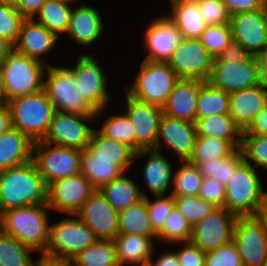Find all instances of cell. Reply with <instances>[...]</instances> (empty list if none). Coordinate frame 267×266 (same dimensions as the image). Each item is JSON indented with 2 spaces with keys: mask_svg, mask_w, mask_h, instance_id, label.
<instances>
[{
  "mask_svg": "<svg viewBox=\"0 0 267 266\" xmlns=\"http://www.w3.org/2000/svg\"><path fill=\"white\" fill-rule=\"evenodd\" d=\"M47 203V185L34 161L0 171V214L8 209Z\"/></svg>",
  "mask_w": 267,
  "mask_h": 266,
  "instance_id": "6da1fadb",
  "label": "cell"
},
{
  "mask_svg": "<svg viewBox=\"0 0 267 266\" xmlns=\"http://www.w3.org/2000/svg\"><path fill=\"white\" fill-rule=\"evenodd\" d=\"M47 204L11 208L0 214V229L36 252L45 253L49 241Z\"/></svg>",
  "mask_w": 267,
  "mask_h": 266,
  "instance_id": "7a4b0ae2",
  "label": "cell"
},
{
  "mask_svg": "<svg viewBox=\"0 0 267 266\" xmlns=\"http://www.w3.org/2000/svg\"><path fill=\"white\" fill-rule=\"evenodd\" d=\"M8 106L13 127L26 135L33 143L44 139L55 112L54 105L44 90L12 98Z\"/></svg>",
  "mask_w": 267,
  "mask_h": 266,
  "instance_id": "3957f363",
  "label": "cell"
},
{
  "mask_svg": "<svg viewBox=\"0 0 267 266\" xmlns=\"http://www.w3.org/2000/svg\"><path fill=\"white\" fill-rule=\"evenodd\" d=\"M47 66L49 64L13 49L0 64V77L8 100L43 90Z\"/></svg>",
  "mask_w": 267,
  "mask_h": 266,
  "instance_id": "277c9868",
  "label": "cell"
},
{
  "mask_svg": "<svg viewBox=\"0 0 267 266\" xmlns=\"http://www.w3.org/2000/svg\"><path fill=\"white\" fill-rule=\"evenodd\" d=\"M255 168L243 162L225 186V208L236 216L258 215L267 196Z\"/></svg>",
  "mask_w": 267,
  "mask_h": 266,
  "instance_id": "5b68a950",
  "label": "cell"
},
{
  "mask_svg": "<svg viewBox=\"0 0 267 266\" xmlns=\"http://www.w3.org/2000/svg\"><path fill=\"white\" fill-rule=\"evenodd\" d=\"M179 79L167 62L143 60L134 85L125 90L139 101L162 108Z\"/></svg>",
  "mask_w": 267,
  "mask_h": 266,
  "instance_id": "8992f818",
  "label": "cell"
},
{
  "mask_svg": "<svg viewBox=\"0 0 267 266\" xmlns=\"http://www.w3.org/2000/svg\"><path fill=\"white\" fill-rule=\"evenodd\" d=\"M47 80L43 90L54 105L55 111L80 115H96V111L84 100L73 71L69 67L47 66Z\"/></svg>",
  "mask_w": 267,
  "mask_h": 266,
  "instance_id": "52a82bcc",
  "label": "cell"
},
{
  "mask_svg": "<svg viewBox=\"0 0 267 266\" xmlns=\"http://www.w3.org/2000/svg\"><path fill=\"white\" fill-rule=\"evenodd\" d=\"M32 160L48 185L80 173L81 150L38 141L33 144Z\"/></svg>",
  "mask_w": 267,
  "mask_h": 266,
  "instance_id": "ba28073f",
  "label": "cell"
},
{
  "mask_svg": "<svg viewBox=\"0 0 267 266\" xmlns=\"http://www.w3.org/2000/svg\"><path fill=\"white\" fill-rule=\"evenodd\" d=\"M97 240L93 231L79 217H66L49 226V241L44 254L72 260Z\"/></svg>",
  "mask_w": 267,
  "mask_h": 266,
  "instance_id": "9c48e42d",
  "label": "cell"
},
{
  "mask_svg": "<svg viewBox=\"0 0 267 266\" xmlns=\"http://www.w3.org/2000/svg\"><path fill=\"white\" fill-rule=\"evenodd\" d=\"M243 266H260L267 258V232L255 216H237L232 236Z\"/></svg>",
  "mask_w": 267,
  "mask_h": 266,
  "instance_id": "30bf717a",
  "label": "cell"
},
{
  "mask_svg": "<svg viewBox=\"0 0 267 266\" xmlns=\"http://www.w3.org/2000/svg\"><path fill=\"white\" fill-rule=\"evenodd\" d=\"M208 82L227 93L258 85L262 82L259 57L250 55L240 62H217L214 59Z\"/></svg>",
  "mask_w": 267,
  "mask_h": 266,
  "instance_id": "8fae6325",
  "label": "cell"
},
{
  "mask_svg": "<svg viewBox=\"0 0 267 266\" xmlns=\"http://www.w3.org/2000/svg\"><path fill=\"white\" fill-rule=\"evenodd\" d=\"M96 115H80L55 111L47 134L42 140L56 146L69 147L78 150L87 148L93 129L87 126L89 120Z\"/></svg>",
  "mask_w": 267,
  "mask_h": 266,
  "instance_id": "7c38bea8",
  "label": "cell"
},
{
  "mask_svg": "<svg viewBox=\"0 0 267 266\" xmlns=\"http://www.w3.org/2000/svg\"><path fill=\"white\" fill-rule=\"evenodd\" d=\"M214 58L200 39H183L167 63L179 78L208 81Z\"/></svg>",
  "mask_w": 267,
  "mask_h": 266,
  "instance_id": "4fadbf2b",
  "label": "cell"
},
{
  "mask_svg": "<svg viewBox=\"0 0 267 266\" xmlns=\"http://www.w3.org/2000/svg\"><path fill=\"white\" fill-rule=\"evenodd\" d=\"M93 55L78 57L77 65L69 67L76 80V85L84 100L96 111V117L102 114L111 98L106 92V76Z\"/></svg>",
  "mask_w": 267,
  "mask_h": 266,
  "instance_id": "5bb4252c",
  "label": "cell"
},
{
  "mask_svg": "<svg viewBox=\"0 0 267 266\" xmlns=\"http://www.w3.org/2000/svg\"><path fill=\"white\" fill-rule=\"evenodd\" d=\"M95 190L89 180L79 173L48 184L46 204L50 209L76 214Z\"/></svg>",
  "mask_w": 267,
  "mask_h": 266,
  "instance_id": "9a60e30c",
  "label": "cell"
},
{
  "mask_svg": "<svg viewBox=\"0 0 267 266\" xmlns=\"http://www.w3.org/2000/svg\"><path fill=\"white\" fill-rule=\"evenodd\" d=\"M237 216L225 207H216L192 227L190 242L207 252L232 241Z\"/></svg>",
  "mask_w": 267,
  "mask_h": 266,
  "instance_id": "2e32d148",
  "label": "cell"
},
{
  "mask_svg": "<svg viewBox=\"0 0 267 266\" xmlns=\"http://www.w3.org/2000/svg\"><path fill=\"white\" fill-rule=\"evenodd\" d=\"M233 40L250 55L260 56L267 42V8H259L231 16Z\"/></svg>",
  "mask_w": 267,
  "mask_h": 266,
  "instance_id": "e0dca14e",
  "label": "cell"
},
{
  "mask_svg": "<svg viewBox=\"0 0 267 266\" xmlns=\"http://www.w3.org/2000/svg\"><path fill=\"white\" fill-rule=\"evenodd\" d=\"M118 211L100 190L95 192L72 216H78L100 240H113L119 234Z\"/></svg>",
  "mask_w": 267,
  "mask_h": 266,
  "instance_id": "ac0fdd59",
  "label": "cell"
},
{
  "mask_svg": "<svg viewBox=\"0 0 267 266\" xmlns=\"http://www.w3.org/2000/svg\"><path fill=\"white\" fill-rule=\"evenodd\" d=\"M127 112L125 113L133 123L135 134V151L155 149L162 108L143 101H139L126 94Z\"/></svg>",
  "mask_w": 267,
  "mask_h": 266,
  "instance_id": "d6986e66",
  "label": "cell"
},
{
  "mask_svg": "<svg viewBox=\"0 0 267 266\" xmlns=\"http://www.w3.org/2000/svg\"><path fill=\"white\" fill-rule=\"evenodd\" d=\"M145 46L149 54L144 60L167 62L183 41L178 27L166 15L154 19L145 32Z\"/></svg>",
  "mask_w": 267,
  "mask_h": 266,
  "instance_id": "ffe728a7",
  "label": "cell"
},
{
  "mask_svg": "<svg viewBox=\"0 0 267 266\" xmlns=\"http://www.w3.org/2000/svg\"><path fill=\"white\" fill-rule=\"evenodd\" d=\"M161 138L168 149L174 150L181 162L188 161L192 156L197 139L196 124L162 114L155 150L162 149Z\"/></svg>",
  "mask_w": 267,
  "mask_h": 266,
  "instance_id": "44dd1931",
  "label": "cell"
},
{
  "mask_svg": "<svg viewBox=\"0 0 267 266\" xmlns=\"http://www.w3.org/2000/svg\"><path fill=\"white\" fill-rule=\"evenodd\" d=\"M229 104L230 116L244 132L267 104V85L261 82L258 85L232 92Z\"/></svg>",
  "mask_w": 267,
  "mask_h": 266,
  "instance_id": "7402d4cb",
  "label": "cell"
},
{
  "mask_svg": "<svg viewBox=\"0 0 267 266\" xmlns=\"http://www.w3.org/2000/svg\"><path fill=\"white\" fill-rule=\"evenodd\" d=\"M202 82L198 79L180 78L162 107L163 114L195 123L199 86Z\"/></svg>",
  "mask_w": 267,
  "mask_h": 266,
  "instance_id": "603a6c76",
  "label": "cell"
},
{
  "mask_svg": "<svg viewBox=\"0 0 267 266\" xmlns=\"http://www.w3.org/2000/svg\"><path fill=\"white\" fill-rule=\"evenodd\" d=\"M58 37L48 28L36 22L34 18L25 19L13 45L16 51L42 62L40 55L54 47Z\"/></svg>",
  "mask_w": 267,
  "mask_h": 266,
  "instance_id": "cb8c5ba5",
  "label": "cell"
},
{
  "mask_svg": "<svg viewBox=\"0 0 267 266\" xmlns=\"http://www.w3.org/2000/svg\"><path fill=\"white\" fill-rule=\"evenodd\" d=\"M155 237L157 238V236L119 233L113 239L119 266H124L125 263L132 266L149 264L154 254Z\"/></svg>",
  "mask_w": 267,
  "mask_h": 266,
  "instance_id": "d4e9b609",
  "label": "cell"
},
{
  "mask_svg": "<svg viewBox=\"0 0 267 266\" xmlns=\"http://www.w3.org/2000/svg\"><path fill=\"white\" fill-rule=\"evenodd\" d=\"M102 21L99 12L93 7L81 5L72 9L67 37L77 41L80 45L88 46L98 40L103 32Z\"/></svg>",
  "mask_w": 267,
  "mask_h": 266,
  "instance_id": "484cf974",
  "label": "cell"
},
{
  "mask_svg": "<svg viewBox=\"0 0 267 266\" xmlns=\"http://www.w3.org/2000/svg\"><path fill=\"white\" fill-rule=\"evenodd\" d=\"M86 149L95 156V159L110 160L113 165H118L125 173L129 170L136 154L132 147L108 138L95 129Z\"/></svg>",
  "mask_w": 267,
  "mask_h": 266,
  "instance_id": "4316f807",
  "label": "cell"
},
{
  "mask_svg": "<svg viewBox=\"0 0 267 266\" xmlns=\"http://www.w3.org/2000/svg\"><path fill=\"white\" fill-rule=\"evenodd\" d=\"M33 144L15 127L0 135V171L31 161Z\"/></svg>",
  "mask_w": 267,
  "mask_h": 266,
  "instance_id": "83f0119b",
  "label": "cell"
},
{
  "mask_svg": "<svg viewBox=\"0 0 267 266\" xmlns=\"http://www.w3.org/2000/svg\"><path fill=\"white\" fill-rule=\"evenodd\" d=\"M172 16L168 17L178 27L185 39H199L208 26L196 0H174L171 2Z\"/></svg>",
  "mask_w": 267,
  "mask_h": 266,
  "instance_id": "f1b7e54d",
  "label": "cell"
},
{
  "mask_svg": "<svg viewBox=\"0 0 267 266\" xmlns=\"http://www.w3.org/2000/svg\"><path fill=\"white\" fill-rule=\"evenodd\" d=\"M142 154H150L146 165L144 166V179L148 189L154 196L163 195L169 188L172 178V166L169 161L161 155L158 150L144 149L136 152L135 159Z\"/></svg>",
  "mask_w": 267,
  "mask_h": 266,
  "instance_id": "f546056e",
  "label": "cell"
},
{
  "mask_svg": "<svg viewBox=\"0 0 267 266\" xmlns=\"http://www.w3.org/2000/svg\"><path fill=\"white\" fill-rule=\"evenodd\" d=\"M197 136L215 137L229 141L236 149L240 148L243 132L233 121L230 114L196 118ZM237 135L239 138H235Z\"/></svg>",
  "mask_w": 267,
  "mask_h": 266,
  "instance_id": "4dcf8cb0",
  "label": "cell"
},
{
  "mask_svg": "<svg viewBox=\"0 0 267 266\" xmlns=\"http://www.w3.org/2000/svg\"><path fill=\"white\" fill-rule=\"evenodd\" d=\"M80 173H82L96 190L101 189L110 181L116 179L124 173L112 161L95 159V156L87 149L81 151Z\"/></svg>",
  "mask_w": 267,
  "mask_h": 266,
  "instance_id": "1f68e13d",
  "label": "cell"
},
{
  "mask_svg": "<svg viewBox=\"0 0 267 266\" xmlns=\"http://www.w3.org/2000/svg\"><path fill=\"white\" fill-rule=\"evenodd\" d=\"M125 172L99 189L107 201L118 212L142 200V193L133 180L125 177Z\"/></svg>",
  "mask_w": 267,
  "mask_h": 266,
  "instance_id": "d6a6232c",
  "label": "cell"
},
{
  "mask_svg": "<svg viewBox=\"0 0 267 266\" xmlns=\"http://www.w3.org/2000/svg\"><path fill=\"white\" fill-rule=\"evenodd\" d=\"M230 93L214 87L208 81L199 86L196 118L229 113Z\"/></svg>",
  "mask_w": 267,
  "mask_h": 266,
  "instance_id": "836d02e7",
  "label": "cell"
},
{
  "mask_svg": "<svg viewBox=\"0 0 267 266\" xmlns=\"http://www.w3.org/2000/svg\"><path fill=\"white\" fill-rule=\"evenodd\" d=\"M119 233L157 236L148 217L146 196L132 206L119 211Z\"/></svg>",
  "mask_w": 267,
  "mask_h": 266,
  "instance_id": "e575fe53",
  "label": "cell"
},
{
  "mask_svg": "<svg viewBox=\"0 0 267 266\" xmlns=\"http://www.w3.org/2000/svg\"><path fill=\"white\" fill-rule=\"evenodd\" d=\"M70 3L63 0H47L40 8L36 22L42 24L54 33L58 38L59 34L67 33L70 25L72 9Z\"/></svg>",
  "mask_w": 267,
  "mask_h": 266,
  "instance_id": "d590c367",
  "label": "cell"
},
{
  "mask_svg": "<svg viewBox=\"0 0 267 266\" xmlns=\"http://www.w3.org/2000/svg\"><path fill=\"white\" fill-rule=\"evenodd\" d=\"M72 263L76 266H119L113 240L100 239L79 252Z\"/></svg>",
  "mask_w": 267,
  "mask_h": 266,
  "instance_id": "8d00e7d4",
  "label": "cell"
},
{
  "mask_svg": "<svg viewBox=\"0 0 267 266\" xmlns=\"http://www.w3.org/2000/svg\"><path fill=\"white\" fill-rule=\"evenodd\" d=\"M244 162L242 152L237 148L230 156L225 158L210 159L199 162L196 166L203 177H214L224 186L230 180L231 175Z\"/></svg>",
  "mask_w": 267,
  "mask_h": 266,
  "instance_id": "74e56055",
  "label": "cell"
},
{
  "mask_svg": "<svg viewBox=\"0 0 267 266\" xmlns=\"http://www.w3.org/2000/svg\"><path fill=\"white\" fill-rule=\"evenodd\" d=\"M32 251L36 252L0 229V266H33Z\"/></svg>",
  "mask_w": 267,
  "mask_h": 266,
  "instance_id": "f35d334b",
  "label": "cell"
},
{
  "mask_svg": "<svg viewBox=\"0 0 267 266\" xmlns=\"http://www.w3.org/2000/svg\"><path fill=\"white\" fill-rule=\"evenodd\" d=\"M236 148L227 140L215 137L197 136L192 156L188 160L197 165L199 162L210 159L225 158L230 156Z\"/></svg>",
  "mask_w": 267,
  "mask_h": 266,
  "instance_id": "ab89813d",
  "label": "cell"
},
{
  "mask_svg": "<svg viewBox=\"0 0 267 266\" xmlns=\"http://www.w3.org/2000/svg\"><path fill=\"white\" fill-rule=\"evenodd\" d=\"M183 163L176 173H173L172 184L174 189L171 195L198 196L203 176L195 164L189 161H183Z\"/></svg>",
  "mask_w": 267,
  "mask_h": 266,
  "instance_id": "60d3db41",
  "label": "cell"
},
{
  "mask_svg": "<svg viewBox=\"0 0 267 266\" xmlns=\"http://www.w3.org/2000/svg\"><path fill=\"white\" fill-rule=\"evenodd\" d=\"M192 227L174 207L165 220L162 230L157 234V238L168 243H184L191 239Z\"/></svg>",
  "mask_w": 267,
  "mask_h": 266,
  "instance_id": "b9f144b4",
  "label": "cell"
},
{
  "mask_svg": "<svg viewBox=\"0 0 267 266\" xmlns=\"http://www.w3.org/2000/svg\"><path fill=\"white\" fill-rule=\"evenodd\" d=\"M175 207L181 212L188 223L193 227L209 215L216 207L198 196H173Z\"/></svg>",
  "mask_w": 267,
  "mask_h": 266,
  "instance_id": "7bdbcfd3",
  "label": "cell"
},
{
  "mask_svg": "<svg viewBox=\"0 0 267 266\" xmlns=\"http://www.w3.org/2000/svg\"><path fill=\"white\" fill-rule=\"evenodd\" d=\"M133 126L130 118L124 113L122 115H113L107 118L99 131L104 136L125 143L135 150V134Z\"/></svg>",
  "mask_w": 267,
  "mask_h": 266,
  "instance_id": "ee69618b",
  "label": "cell"
},
{
  "mask_svg": "<svg viewBox=\"0 0 267 266\" xmlns=\"http://www.w3.org/2000/svg\"><path fill=\"white\" fill-rule=\"evenodd\" d=\"M199 39L215 59L233 39L231 26L230 24L208 25Z\"/></svg>",
  "mask_w": 267,
  "mask_h": 266,
  "instance_id": "f6af8a7d",
  "label": "cell"
},
{
  "mask_svg": "<svg viewBox=\"0 0 267 266\" xmlns=\"http://www.w3.org/2000/svg\"><path fill=\"white\" fill-rule=\"evenodd\" d=\"M24 20L14 3L0 1V37L14 45Z\"/></svg>",
  "mask_w": 267,
  "mask_h": 266,
  "instance_id": "bcb514c9",
  "label": "cell"
},
{
  "mask_svg": "<svg viewBox=\"0 0 267 266\" xmlns=\"http://www.w3.org/2000/svg\"><path fill=\"white\" fill-rule=\"evenodd\" d=\"M240 150L242 152L244 162L255 163V166H261L267 169V135H250L242 134Z\"/></svg>",
  "mask_w": 267,
  "mask_h": 266,
  "instance_id": "7dc6e473",
  "label": "cell"
},
{
  "mask_svg": "<svg viewBox=\"0 0 267 266\" xmlns=\"http://www.w3.org/2000/svg\"><path fill=\"white\" fill-rule=\"evenodd\" d=\"M155 197V201L152 202L146 196V207L148 210L150 224L155 233L158 234L162 230L166 218L174 209L175 202L171 194L168 195V197H163V195Z\"/></svg>",
  "mask_w": 267,
  "mask_h": 266,
  "instance_id": "c3c4849f",
  "label": "cell"
},
{
  "mask_svg": "<svg viewBox=\"0 0 267 266\" xmlns=\"http://www.w3.org/2000/svg\"><path fill=\"white\" fill-rule=\"evenodd\" d=\"M205 266H243L233 241L206 252Z\"/></svg>",
  "mask_w": 267,
  "mask_h": 266,
  "instance_id": "681fc988",
  "label": "cell"
},
{
  "mask_svg": "<svg viewBox=\"0 0 267 266\" xmlns=\"http://www.w3.org/2000/svg\"><path fill=\"white\" fill-rule=\"evenodd\" d=\"M208 25L230 24L231 15L223 0H196Z\"/></svg>",
  "mask_w": 267,
  "mask_h": 266,
  "instance_id": "f907efd6",
  "label": "cell"
},
{
  "mask_svg": "<svg viewBox=\"0 0 267 266\" xmlns=\"http://www.w3.org/2000/svg\"><path fill=\"white\" fill-rule=\"evenodd\" d=\"M198 197L215 207H225V186L214 177H203Z\"/></svg>",
  "mask_w": 267,
  "mask_h": 266,
  "instance_id": "816d5d0a",
  "label": "cell"
},
{
  "mask_svg": "<svg viewBox=\"0 0 267 266\" xmlns=\"http://www.w3.org/2000/svg\"><path fill=\"white\" fill-rule=\"evenodd\" d=\"M175 253L180 266H205L206 252L190 241Z\"/></svg>",
  "mask_w": 267,
  "mask_h": 266,
  "instance_id": "f5cc1de1",
  "label": "cell"
},
{
  "mask_svg": "<svg viewBox=\"0 0 267 266\" xmlns=\"http://www.w3.org/2000/svg\"><path fill=\"white\" fill-rule=\"evenodd\" d=\"M223 2L231 16L259 8H267V0H223Z\"/></svg>",
  "mask_w": 267,
  "mask_h": 266,
  "instance_id": "db71d44e",
  "label": "cell"
},
{
  "mask_svg": "<svg viewBox=\"0 0 267 266\" xmlns=\"http://www.w3.org/2000/svg\"><path fill=\"white\" fill-rule=\"evenodd\" d=\"M250 54L235 40L222 51V53L215 58L217 62H240L246 60Z\"/></svg>",
  "mask_w": 267,
  "mask_h": 266,
  "instance_id": "11a10c76",
  "label": "cell"
},
{
  "mask_svg": "<svg viewBox=\"0 0 267 266\" xmlns=\"http://www.w3.org/2000/svg\"><path fill=\"white\" fill-rule=\"evenodd\" d=\"M47 0H16L15 8L25 19H32Z\"/></svg>",
  "mask_w": 267,
  "mask_h": 266,
  "instance_id": "9f6ffc18",
  "label": "cell"
},
{
  "mask_svg": "<svg viewBox=\"0 0 267 266\" xmlns=\"http://www.w3.org/2000/svg\"><path fill=\"white\" fill-rule=\"evenodd\" d=\"M243 134L267 135V104Z\"/></svg>",
  "mask_w": 267,
  "mask_h": 266,
  "instance_id": "6f0895ef",
  "label": "cell"
},
{
  "mask_svg": "<svg viewBox=\"0 0 267 266\" xmlns=\"http://www.w3.org/2000/svg\"><path fill=\"white\" fill-rule=\"evenodd\" d=\"M71 262L72 260L68 258H59L43 253L41 259L34 262L33 266H69Z\"/></svg>",
  "mask_w": 267,
  "mask_h": 266,
  "instance_id": "680465c9",
  "label": "cell"
},
{
  "mask_svg": "<svg viewBox=\"0 0 267 266\" xmlns=\"http://www.w3.org/2000/svg\"><path fill=\"white\" fill-rule=\"evenodd\" d=\"M149 264L150 266H180L175 252L164 253L155 262L151 259Z\"/></svg>",
  "mask_w": 267,
  "mask_h": 266,
  "instance_id": "91938a15",
  "label": "cell"
},
{
  "mask_svg": "<svg viewBox=\"0 0 267 266\" xmlns=\"http://www.w3.org/2000/svg\"><path fill=\"white\" fill-rule=\"evenodd\" d=\"M13 127L12 116L9 106L0 109V135Z\"/></svg>",
  "mask_w": 267,
  "mask_h": 266,
  "instance_id": "94428289",
  "label": "cell"
},
{
  "mask_svg": "<svg viewBox=\"0 0 267 266\" xmlns=\"http://www.w3.org/2000/svg\"><path fill=\"white\" fill-rule=\"evenodd\" d=\"M13 50V44L8 40L0 37V64L4 61L7 55Z\"/></svg>",
  "mask_w": 267,
  "mask_h": 266,
  "instance_id": "6125c7cd",
  "label": "cell"
},
{
  "mask_svg": "<svg viewBox=\"0 0 267 266\" xmlns=\"http://www.w3.org/2000/svg\"><path fill=\"white\" fill-rule=\"evenodd\" d=\"M261 62L262 82L267 85V42L263 52L259 56Z\"/></svg>",
  "mask_w": 267,
  "mask_h": 266,
  "instance_id": "be15d7a7",
  "label": "cell"
},
{
  "mask_svg": "<svg viewBox=\"0 0 267 266\" xmlns=\"http://www.w3.org/2000/svg\"><path fill=\"white\" fill-rule=\"evenodd\" d=\"M258 217L263 221L265 230L267 232V196L265 198L263 205L259 210Z\"/></svg>",
  "mask_w": 267,
  "mask_h": 266,
  "instance_id": "e7e4bbea",
  "label": "cell"
},
{
  "mask_svg": "<svg viewBox=\"0 0 267 266\" xmlns=\"http://www.w3.org/2000/svg\"><path fill=\"white\" fill-rule=\"evenodd\" d=\"M8 98L5 95L4 86L0 77V109L4 108L5 106H8Z\"/></svg>",
  "mask_w": 267,
  "mask_h": 266,
  "instance_id": "03108f58",
  "label": "cell"
},
{
  "mask_svg": "<svg viewBox=\"0 0 267 266\" xmlns=\"http://www.w3.org/2000/svg\"><path fill=\"white\" fill-rule=\"evenodd\" d=\"M0 1L15 3L16 0H0Z\"/></svg>",
  "mask_w": 267,
  "mask_h": 266,
  "instance_id": "003e7915",
  "label": "cell"
},
{
  "mask_svg": "<svg viewBox=\"0 0 267 266\" xmlns=\"http://www.w3.org/2000/svg\"><path fill=\"white\" fill-rule=\"evenodd\" d=\"M260 266H267V258Z\"/></svg>",
  "mask_w": 267,
  "mask_h": 266,
  "instance_id": "a7ac6f4b",
  "label": "cell"
},
{
  "mask_svg": "<svg viewBox=\"0 0 267 266\" xmlns=\"http://www.w3.org/2000/svg\"><path fill=\"white\" fill-rule=\"evenodd\" d=\"M63 1L68 2V3H70V2L72 3L73 1L76 2L77 0H63Z\"/></svg>",
  "mask_w": 267,
  "mask_h": 266,
  "instance_id": "89a4df30",
  "label": "cell"
},
{
  "mask_svg": "<svg viewBox=\"0 0 267 266\" xmlns=\"http://www.w3.org/2000/svg\"><path fill=\"white\" fill-rule=\"evenodd\" d=\"M69 266H76V265H75L74 263L71 262V263L69 264Z\"/></svg>",
  "mask_w": 267,
  "mask_h": 266,
  "instance_id": "2644e50d",
  "label": "cell"
}]
</instances>
